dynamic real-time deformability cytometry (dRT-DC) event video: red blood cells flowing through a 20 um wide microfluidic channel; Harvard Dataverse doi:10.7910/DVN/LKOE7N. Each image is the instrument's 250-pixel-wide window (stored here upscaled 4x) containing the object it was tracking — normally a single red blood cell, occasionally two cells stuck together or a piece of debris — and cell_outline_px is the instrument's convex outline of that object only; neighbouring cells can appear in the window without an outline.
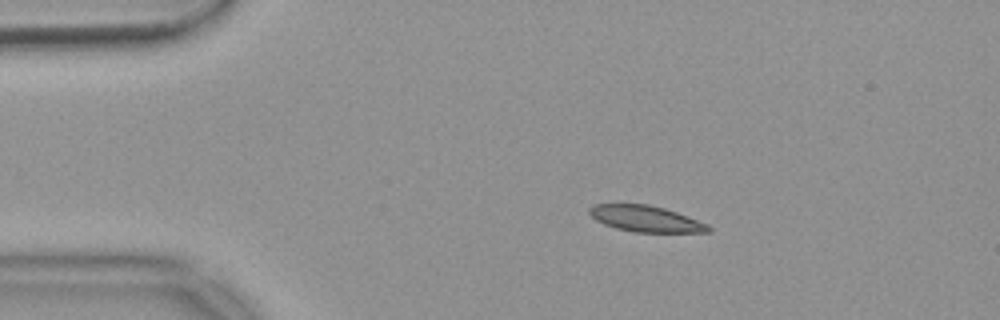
{"species": "common noctule bat (a hibernating species)", "species_latin": "Nyctalus noctula", "temperature_condition": "warm", "stored_images_in_passage": 54, "camera_frame_rate_fps": 3000, "um_per_image_px": 0.085, "animal": {"sex": "female", "body_mass_g": 18.4}, "frame": {"image": 1, "passage_image": 9, "time_ms": 2.667, "image_size_px": [1000, 320], "cell_outline_px": [[712, 232], [636, 232], [616, 228], [604, 224], [596, 220], [588, 212], [588, 208], [596, 204], [648, 204], [664, 208], [688, 216], [708, 224], [712, 228]], "centroid_in_image_um": [54.91, 18.59], "position_along_channel_um": 30.1, "area_um2": 18.09}}
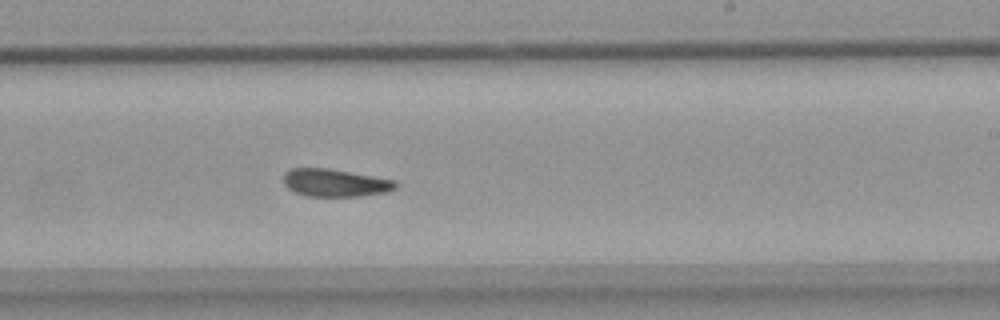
{"frame": {"image": 2, "passage_image": 32, "time_ms": 10.333, "image_size_px": [1000, 320], "cell_outline_px": [[396, 188], [384, 192], [360, 196], [304, 196], [288, 188], [284, 184], [284, 172], [288, 168], [328, 168], [396, 180]], "centroid_in_image_um": [28.44, 15.53], "position_along_channel_um": 260.6, "area_um2": 18.03}}
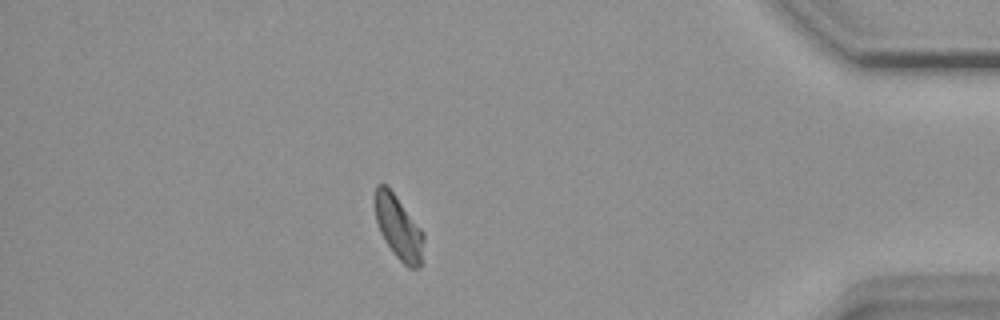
{"frame": {"image": 3, "passage_image": 47, "time_ms": 15.333, "image_size_px": [1000, 320], "cell_outline_px": [[424, 240], [420, 268], [408, 268], [392, 252], [384, 240], [380, 232], [376, 220], [372, 200], [376, 184], [384, 184], [396, 196], [424, 232]], "centroid_in_image_um": [33.84, 19.32], "position_along_channel_um": 401.4, "area_um2": 18.32}, "authors_computed_cell_mechanics": {"area_um2": 18.5249, "velocity_mm_per_s": 3.6671, "shape_relaxation_time_tau1_ms": null, "shape_relaxation_time_tau2_ms": 4.0049, "deformation_change_tau1": null, "deformation_change_tau2": 0.0896}}